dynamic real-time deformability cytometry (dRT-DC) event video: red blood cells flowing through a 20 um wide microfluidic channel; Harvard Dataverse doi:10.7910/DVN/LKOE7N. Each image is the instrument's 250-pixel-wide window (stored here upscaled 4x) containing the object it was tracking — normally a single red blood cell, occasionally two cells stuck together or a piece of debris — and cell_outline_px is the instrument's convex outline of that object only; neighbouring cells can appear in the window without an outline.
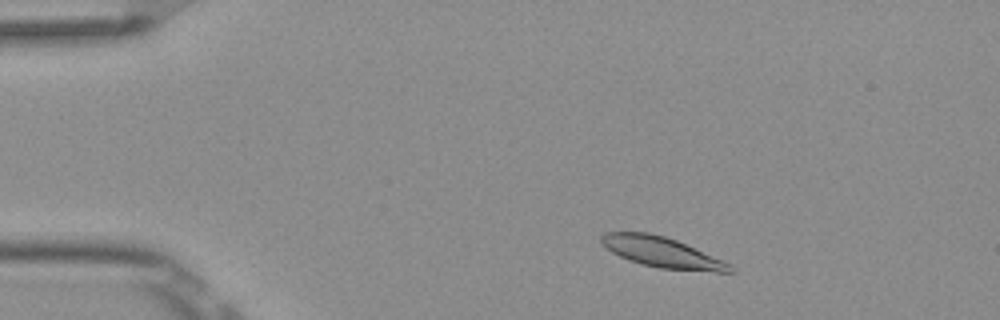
{"species": "Egyptian fruit bat (a non-hibernating species)", "species_latin": "Rousettus aegyptiacus", "temperature_condition": "room temperature", "stored_images_in_passage": 5, "camera_frame_rate_fps": 3000, "um_per_image_px": 0.085, "frame": {"image": 1, "passage_image": 2, "time_ms": 0.333, "image_size_px": [1000, 320], "cell_outline_px": [[736, 272], [716, 272], [660, 268], [640, 264], [628, 260], [612, 252], [600, 244], [600, 236], [604, 232], [648, 232], [664, 236], [676, 240], [724, 260], [732, 264], [736, 268]], "centroid_in_image_um": [56.28, 21.45], "position_along_channel_um": 28.7, "area_um2": 23.06}}